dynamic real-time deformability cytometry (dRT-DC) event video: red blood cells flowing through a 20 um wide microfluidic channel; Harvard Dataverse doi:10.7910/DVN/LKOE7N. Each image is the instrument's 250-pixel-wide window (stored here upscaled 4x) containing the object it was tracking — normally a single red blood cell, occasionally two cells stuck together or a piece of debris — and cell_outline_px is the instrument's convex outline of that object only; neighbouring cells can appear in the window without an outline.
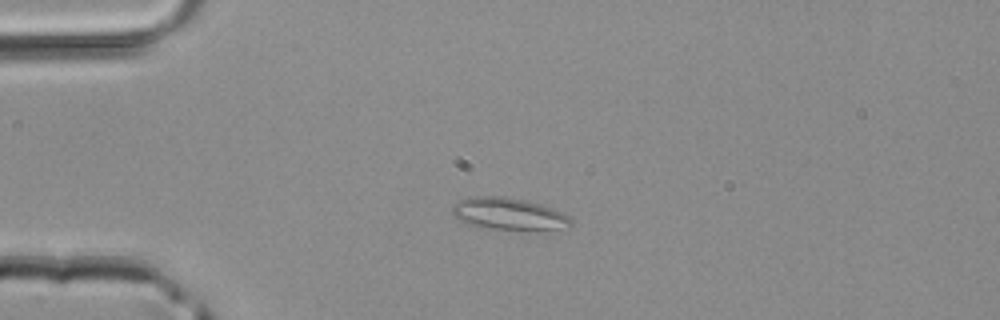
{"species": "common noctule bat (a hibernating species)", "species_latin": "Nyctalus noctula", "temperature_condition": "room temperature", "stored_images_in_passage": 4, "camera_frame_rate_fps": 3000, "um_per_image_px": 0.085, "animal": {"sex": "male", "body_mass_g": 20.4}, "frame": {"image": 1, "passage_image": 3, "time_ms": 0.667, "image_size_px": [1000, 320], "cell_outline_px": [[572, 224], [556, 228], [480, 228], [468, 224], [456, 216], [452, 212], [452, 204], [460, 200], [472, 196], [504, 196], [524, 200], [540, 204], [564, 212], [572, 220]], "centroid_in_image_um": [43.18, 18.14], "position_along_channel_um": 41.8, "area_um2": 21.5}}
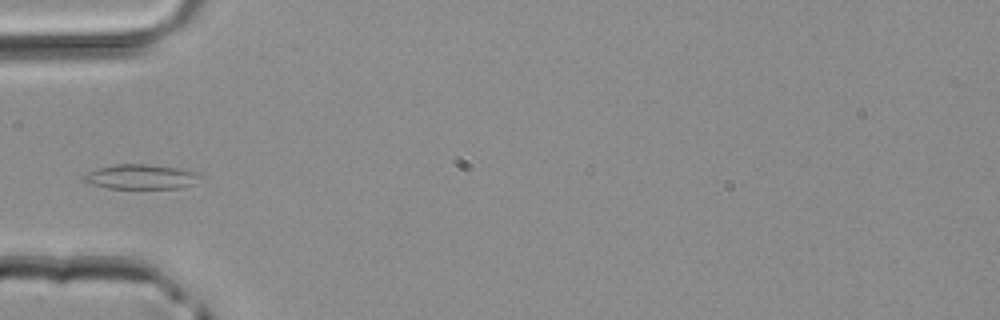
{"frame": {"image": 2, "passage_image": 4, "time_ms": 1.0, "image_size_px": [1000, 320], "cell_outline_px": [[204, 176], [192, 184], [184, 188], [108, 188], [88, 184], [84, 180], [84, 176], [88, 172], [96, 168], [116, 164], [148, 164], [180, 168], [196, 172]], "centroid_in_image_um": [12.0, 15.02], "position_along_channel_um": 73.0, "area_um2": 16.88}}